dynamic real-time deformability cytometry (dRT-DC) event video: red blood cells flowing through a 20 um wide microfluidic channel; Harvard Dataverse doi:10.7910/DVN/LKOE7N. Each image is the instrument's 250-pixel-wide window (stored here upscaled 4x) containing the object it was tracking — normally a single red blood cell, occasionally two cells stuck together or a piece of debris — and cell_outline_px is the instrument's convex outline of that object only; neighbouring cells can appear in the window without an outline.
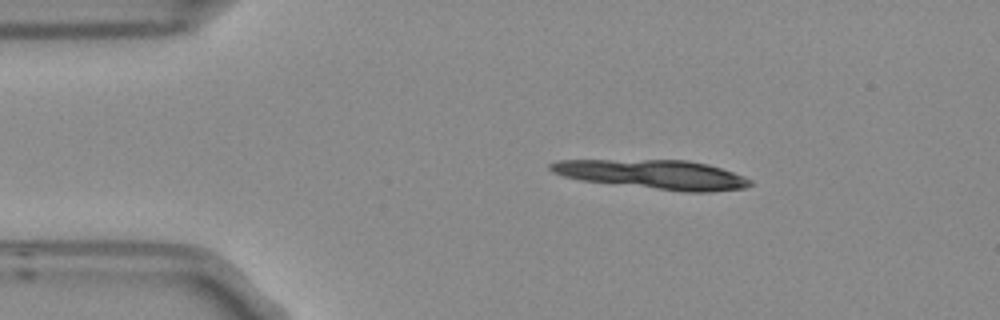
{"species": "Egyptian fruit bat (a non-hibernating species)", "species_latin": "Rousettus aegyptiacus", "temperature_condition": "room temperature", "stored_images_in_passage": 8, "camera_frame_rate_fps": 3000, "um_per_image_px": 0.085, "frame": {"image": 1, "passage_image": 1, "time_ms": 0.0, "image_size_px": [1000, 320], "cell_outline_px": [[756, 184], [744, 188], [712, 192], [684, 192], [584, 180], [564, 176], [552, 172], [548, 168], [548, 164], [556, 160], [688, 160], [708, 164], [744, 176], [752, 180]], "centroid_in_image_um": [55.58, 14.82], "position_along_channel_um": 29.4, "area_um2": 33.87}}
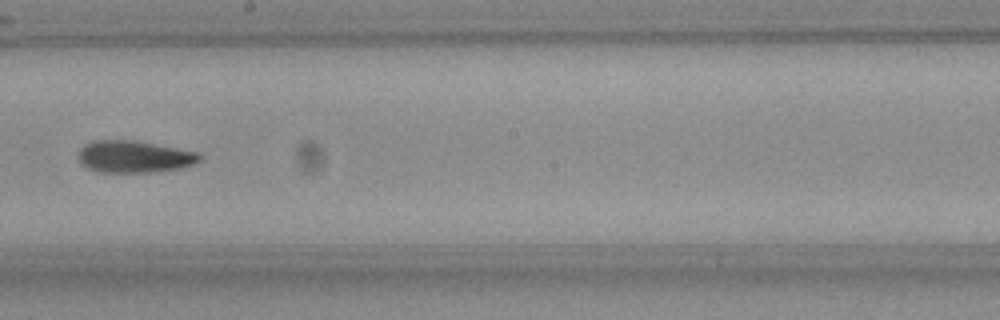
{"frame": {"image": 2, "passage_image": 7, "time_ms": 2.0, "image_size_px": [1000, 320], "cell_outline_px": [[204, 156], [200, 160], [192, 164], [180, 168], [148, 172], [100, 172], [88, 168], [80, 160], [80, 148], [84, 144], [92, 140], [136, 140], [200, 152]], "centroid_in_image_um": [11.45, 13.3], "position_along_channel_um": 236.8, "area_um2": 22.6}}
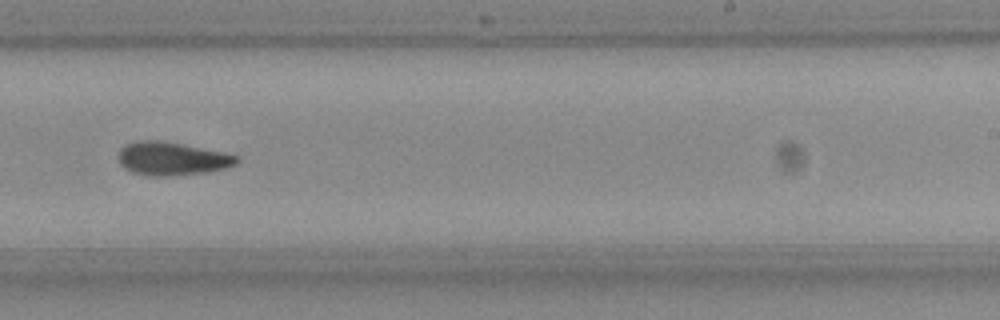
{"frame": {"image": 3, "passage_image": 8, "time_ms": 2.333, "image_size_px": [1000, 320], "cell_outline_px": [[240, 160], [236, 164], [224, 168], [204, 172], [168, 176], [152, 176], [132, 172], [120, 164], [120, 148], [124, 144], [136, 140], [160, 140], [224, 152], [240, 156]], "centroid_in_image_um": [14.62, 13.47], "position_along_channel_um": 274.4, "area_um2": 22.83}}